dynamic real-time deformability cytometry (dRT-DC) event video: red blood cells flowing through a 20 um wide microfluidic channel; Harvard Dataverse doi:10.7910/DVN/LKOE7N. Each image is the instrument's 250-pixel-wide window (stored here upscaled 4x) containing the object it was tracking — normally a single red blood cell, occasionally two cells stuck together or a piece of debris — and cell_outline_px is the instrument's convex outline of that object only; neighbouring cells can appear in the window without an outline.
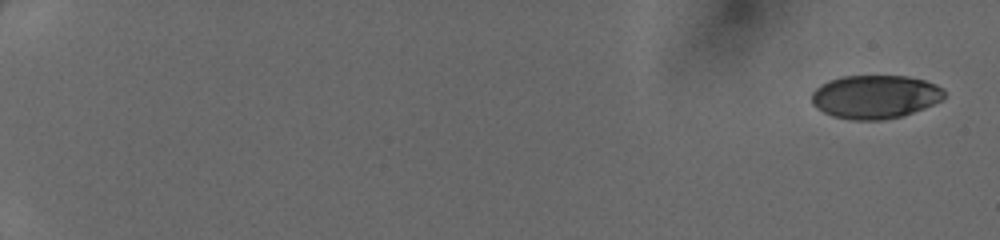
{"species": "human", "species_latin": "Homo sapiens", "temperature_condition": "cold", "stored_images_in_passage": 11, "camera_frame_rate_fps": 3000, "um_per_image_px": 0.085, "donor": {"sex": "female"}, "frame": {"image": 1, "passage_image": 1, "time_ms": 0.0, "image_size_px": [1000, 240], "cell_outline_px": [[944, 96], [940, 100], [924, 108], [900, 116], [884, 120], [852, 120], [832, 116], [816, 108], [812, 104], [812, 92], [820, 84], [828, 80], [844, 76], [908, 76], [924, 80], [936, 84], [944, 88]], "centroid_in_image_um": [74.36, 8.22], "position_along_channel_um": 10.6, "area_um2": 33.64}}
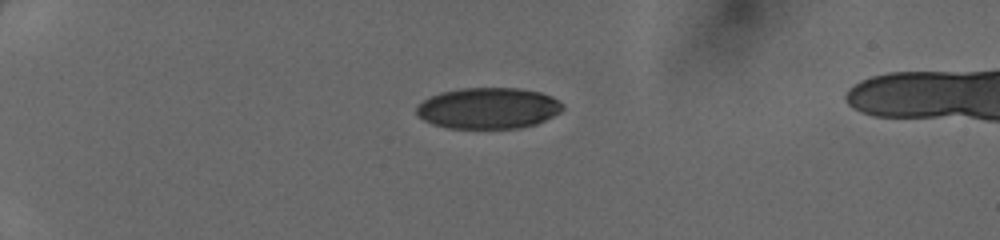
{"frame": {"image": 2, "passage_image": 6, "time_ms": 1.667, "image_size_px": [1000, 240], "cell_outline_px": [[564, 108], [560, 112], [536, 124], [520, 128], [448, 128], [432, 124], [424, 120], [416, 112], [416, 108], [424, 100], [440, 92], [460, 88], [520, 88], [540, 92], [552, 96], [564, 104]], "centroid_in_image_um": [41.53, 9.19], "position_along_channel_um": 43.5, "area_um2": 35.03}}
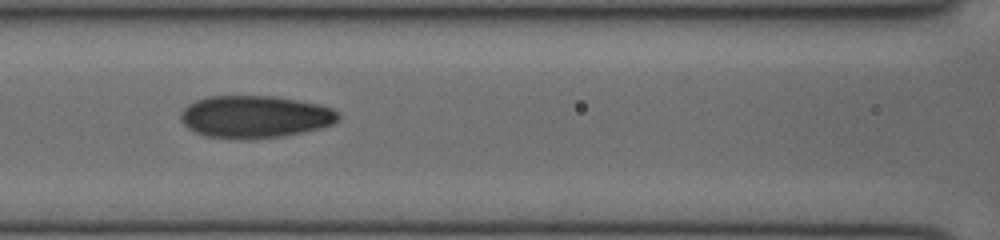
{"frame": {"image": 3, "passage_image": 10, "time_ms": 3.0, "image_size_px": [1000, 240], "cell_outline_px": [[340, 116], [332, 124], [320, 128], [304, 132], [280, 136], [208, 136], [196, 132], [188, 128], [180, 120], [180, 112], [188, 104], [196, 100], [208, 96], [276, 96], [320, 104], [332, 108], [340, 112]], "centroid_in_image_um": [21.7, 9.87], "position_along_channel_um": 144.9, "area_um2": 38.03}}